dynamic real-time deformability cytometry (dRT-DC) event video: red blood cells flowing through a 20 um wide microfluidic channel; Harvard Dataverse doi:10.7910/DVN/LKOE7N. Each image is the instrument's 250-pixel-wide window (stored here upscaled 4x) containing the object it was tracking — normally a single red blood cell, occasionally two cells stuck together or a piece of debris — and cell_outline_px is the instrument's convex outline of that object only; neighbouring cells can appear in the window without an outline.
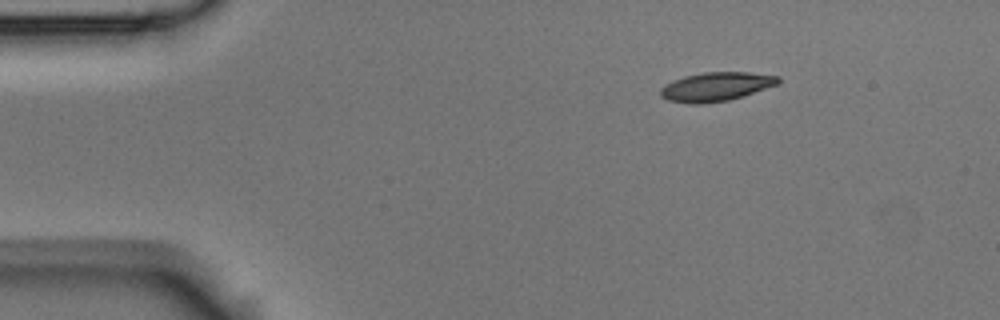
{"species": "Egyptian fruit bat (a non-hibernating species)", "species_latin": "Rousettus aegyptiacus", "temperature_condition": "room temperature", "stored_images_in_passage": 3, "camera_frame_rate_fps": 3000, "um_per_image_px": 0.085, "animal": {"sex": "male"}, "frame": {"image": 1, "passage_image": 1, "time_ms": 0.0, "image_size_px": [1000, 320], "cell_outline_px": [[780, 84], [728, 100], [704, 104], [688, 104], [668, 100], [660, 96], [660, 88], [664, 84], [672, 80], [684, 76], [704, 72], [748, 72], [780, 76]], "centroid_in_image_um": [60.84, 7.36], "position_along_channel_um": 24.2, "area_um2": 20.0}}